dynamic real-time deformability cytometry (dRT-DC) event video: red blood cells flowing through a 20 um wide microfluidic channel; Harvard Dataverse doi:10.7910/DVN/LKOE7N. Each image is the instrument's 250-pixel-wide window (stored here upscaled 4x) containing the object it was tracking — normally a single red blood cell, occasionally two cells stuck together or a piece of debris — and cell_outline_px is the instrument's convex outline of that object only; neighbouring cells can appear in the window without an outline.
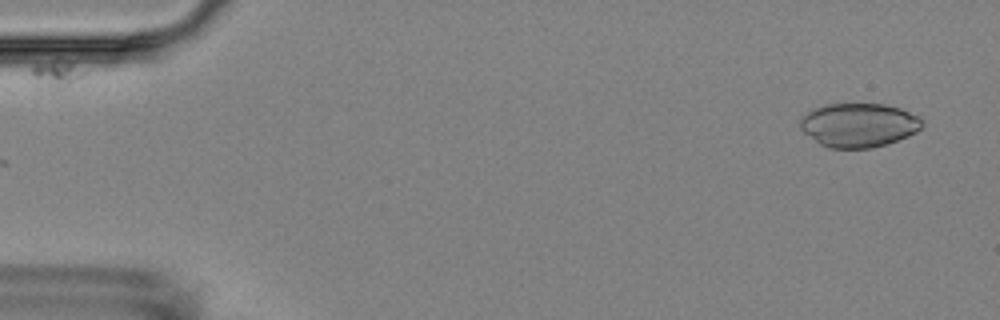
{"species": "Egyptian fruit bat (a non-hibernating species)", "species_latin": "Rousettus aegyptiacus", "temperature_condition": "room temperature", "stored_images_in_passage": 6, "camera_frame_rate_fps": 3000, "um_per_image_px": 0.085, "animal": {"sex": "female"}, "frame": {"image": 1, "passage_image": 1, "time_ms": 0.0, "image_size_px": [1000, 320], "cell_outline_px": [[924, 124], [916, 132], [908, 136], [872, 148], [828, 148], [820, 144], [804, 132], [800, 128], [800, 120], [812, 108], [824, 104], [884, 104], [900, 108], [920, 116]], "centroid_in_image_um": [73.0, 10.62], "position_along_channel_um": 12.0, "area_um2": 31.21}}